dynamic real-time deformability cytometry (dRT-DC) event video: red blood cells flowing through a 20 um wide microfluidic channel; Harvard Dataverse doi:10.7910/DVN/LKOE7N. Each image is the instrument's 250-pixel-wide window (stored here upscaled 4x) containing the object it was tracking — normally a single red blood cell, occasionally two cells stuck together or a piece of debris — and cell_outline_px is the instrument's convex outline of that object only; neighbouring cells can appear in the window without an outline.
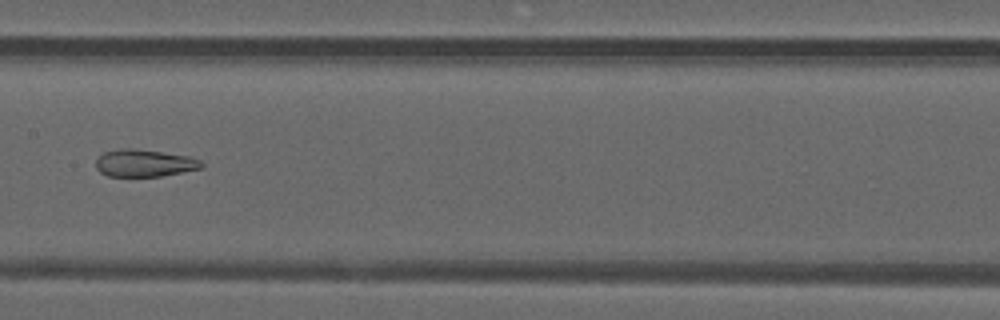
{"species": "common noctule bat (a hibernating species)", "species_latin": "Nyctalus noctula", "temperature_condition": "warm", "stored_images_in_passage": 49, "camera_frame_rate_fps": 3000, "um_per_image_px": 0.085, "animal": {"sex": "male", "forearm_length_mm": 52.5}, "frame": {"image": 1, "passage_image": 25, "time_ms": 8.0, "image_size_px": [1000, 320], "cell_outline_px": [[204, 168], [160, 176], [108, 176], [100, 172], [96, 168], [96, 160], [104, 152], [120, 148], [132, 148], [188, 156], [200, 160], [204, 164]], "centroid_in_image_um": [12.27, 13.86], "position_along_channel_um": 195.1, "area_um2": 16.7}}
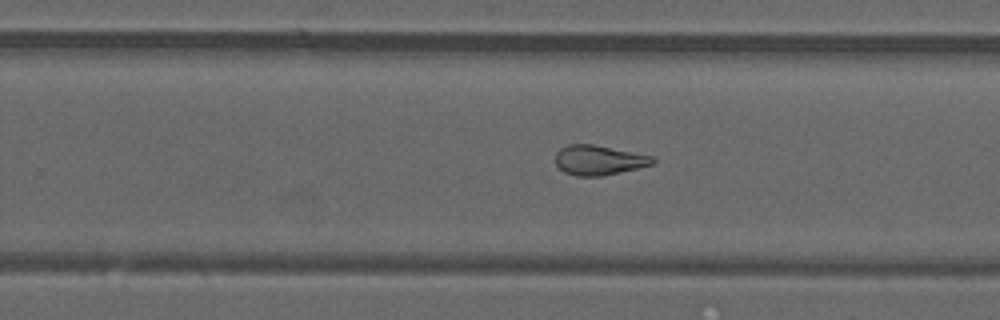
{"frame": {"image": 2, "passage_image": 31, "time_ms": 10.0, "image_size_px": [1000, 320], "cell_outline_px": [[656, 164], [620, 172], [600, 176], [576, 176], [564, 172], [556, 164], [556, 152], [560, 148], [568, 144], [592, 144], [656, 156]], "centroid_in_image_um": [50.95, 13.6], "position_along_channel_um": 278.9, "area_um2": 17.05}}
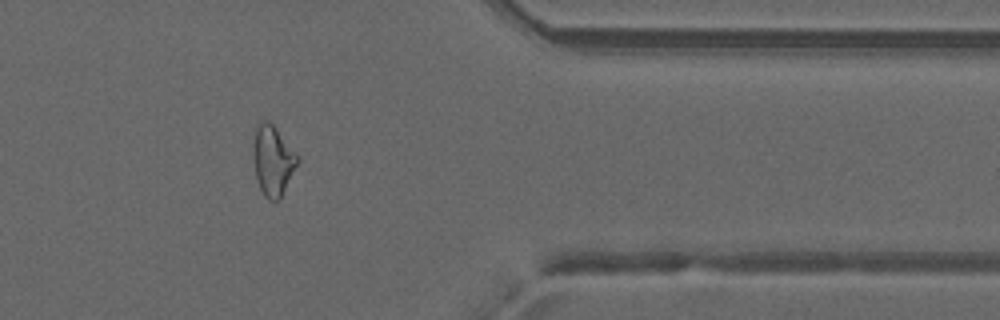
{"frame": {"image": 3, "passage_image": 40, "time_ms": 13.0, "image_size_px": [1000, 320], "cell_outline_px": [[300, 160], [280, 200], [268, 200], [264, 196], [256, 180], [252, 152], [256, 128], [264, 120], [268, 120], [276, 128], [300, 156]], "centroid_in_image_um": [23.21, 13.67], "position_along_channel_um": 388.2, "area_um2": 18.26}, "authors_computed_cell_mechanics": {"area_um2": 21.2126, "velocity_mm_per_s": 4.2127, "shape_relaxation_time_tau1_ms": null, "shape_relaxation_time_tau2_ms": 2.0865, "deformation_change_tau1": null, "deformation_change_tau2": 0.1052}}